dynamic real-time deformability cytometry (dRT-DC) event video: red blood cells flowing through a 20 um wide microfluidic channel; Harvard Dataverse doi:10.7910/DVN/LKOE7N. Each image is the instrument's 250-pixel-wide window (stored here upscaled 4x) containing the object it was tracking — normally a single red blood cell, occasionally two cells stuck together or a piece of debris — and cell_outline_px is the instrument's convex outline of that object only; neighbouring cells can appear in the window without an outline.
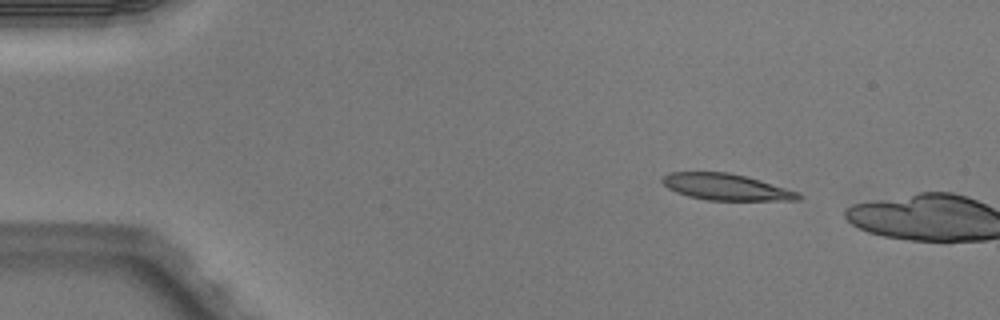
{"species": "Egyptian fruit bat (a non-hibernating species)", "species_latin": "Rousettus aegyptiacus", "temperature_condition": "warm", "stored_images_in_passage": 2, "camera_frame_rate_fps": 3000, "um_per_image_px": 0.085, "animal": {"sex": "male"}, "frame": {"image": 1, "passage_image": 1, "time_ms": 0.0, "image_size_px": [1000, 320], "cell_outline_px": [[804, 196], [800, 200], [708, 200], [688, 196], [676, 192], [668, 188], [660, 180], [660, 176], [668, 172], [728, 172], [760, 180], [800, 192]], "centroid_in_image_um": [61.71, 15.89], "position_along_channel_um": 23.3, "area_um2": 21.04}}